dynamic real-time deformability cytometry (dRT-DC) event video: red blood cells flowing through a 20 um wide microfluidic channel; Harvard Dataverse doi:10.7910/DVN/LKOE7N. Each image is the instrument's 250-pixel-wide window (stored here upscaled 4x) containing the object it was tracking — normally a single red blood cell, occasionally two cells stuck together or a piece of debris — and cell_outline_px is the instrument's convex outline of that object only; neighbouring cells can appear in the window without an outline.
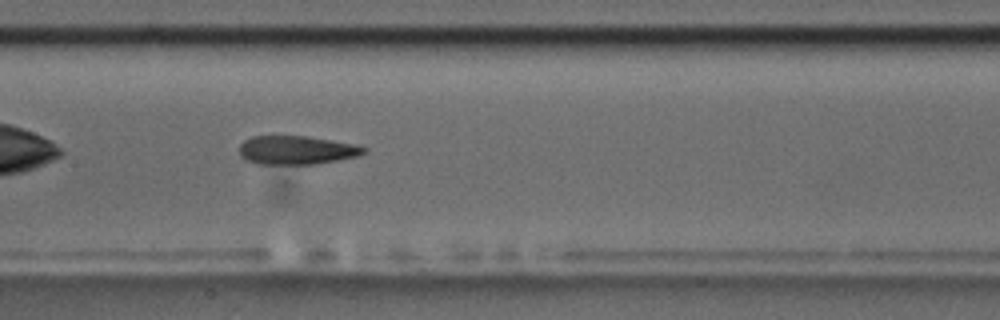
{"species": "common noctule bat (a hibernating species)", "species_latin": "Nyctalus noctula", "temperature_condition": "room temperature", "stored_images_in_passage": 41, "camera_frame_rate_fps": 3000, "um_per_image_px": 0.085, "animal": {"sex": "male", "body_mass_g": 17.5, "forearm_length_mm": 52.3}, "frame": {"image": 1, "passage_image": 12, "time_ms": 3.667, "image_size_px": [1000, 320], "cell_outline_px": [[368, 148], [364, 152], [356, 156], [316, 164], [256, 164], [240, 156], [240, 144], [244, 140], [252, 136], [304, 136], [356, 144]], "centroid_in_image_um": [25.18, 12.76], "position_along_channel_um": 182.2, "area_um2": 20.63}, "authors_computed_cell_mechanics": {"area_um2": 21.675, "velocity_mm_per_s": 3.6011, "shape_relaxation_time_tau1_ms": null, "shape_relaxation_time_tau2_ms": 3.658, "deformation_change_tau1": null, "deformation_change_tau2": 0.1382}}